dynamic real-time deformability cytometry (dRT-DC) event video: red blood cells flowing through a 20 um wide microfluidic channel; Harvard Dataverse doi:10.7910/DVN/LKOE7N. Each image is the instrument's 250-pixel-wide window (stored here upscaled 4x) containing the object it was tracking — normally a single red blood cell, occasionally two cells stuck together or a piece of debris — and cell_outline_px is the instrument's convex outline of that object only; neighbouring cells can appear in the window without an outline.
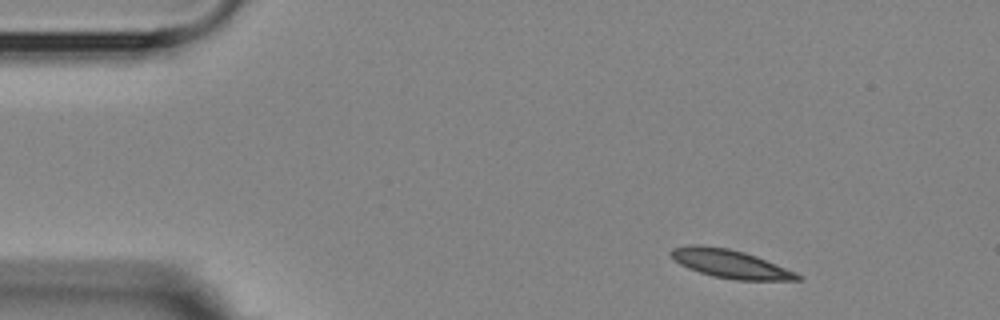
{"species": "Egyptian fruit bat (a non-hibernating species)", "species_latin": "Rousettus aegyptiacus", "temperature_condition": "room temperature", "stored_images_in_passage": 8, "camera_frame_rate_fps": 3000, "um_per_image_px": 0.085, "animal": {"sex": "female"}, "frame": {"image": 1, "passage_image": 1, "time_ms": 0.0, "image_size_px": [1000, 320], "cell_outline_px": [[804, 276], [800, 280], [736, 280], [712, 276], [688, 268], [680, 264], [668, 252], [672, 248], [688, 244], [700, 244], [728, 248], [744, 252], [756, 256], [796, 272]], "centroid_in_image_um": [62.06, 22.41], "position_along_channel_um": 22.9, "area_um2": 20.98}}
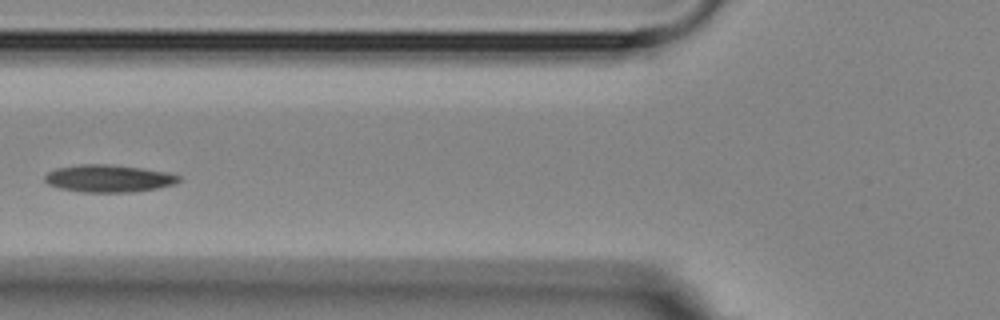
{"frame": {"image": 2, "passage_image": 5, "time_ms": 4.667, "image_size_px": [1000, 320], "cell_outline_px": [[180, 180], [176, 184], [156, 188], [132, 192], [80, 192], [60, 188], [48, 184], [44, 180], [44, 176], [48, 172], [56, 168], [80, 164], [112, 164], [144, 168], [168, 172], [180, 176]], "centroid_in_image_um": [9.24, 15.16], "position_along_channel_um": 116.6, "area_um2": 21.56}}
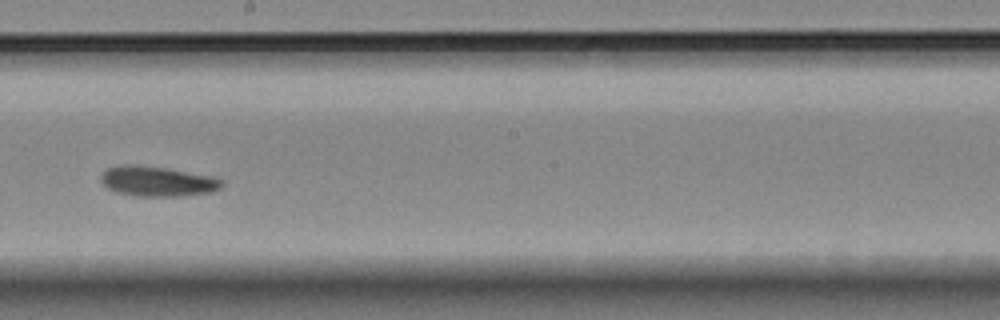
{"frame": {"image": 3, "passage_image": 8, "time_ms": 8.0, "image_size_px": [1000, 320], "cell_outline_px": [[224, 184], [220, 188], [212, 192], [180, 196], [136, 196], [116, 192], [108, 188], [100, 180], [100, 176], [108, 168], [120, 164], [136, 164], [168, 168], [212, 176], [224, 180]], "centroid_in_image_um": [13.39, 15.4], "position_along_channel_um": 234.8, "area_um2": 21.39}}